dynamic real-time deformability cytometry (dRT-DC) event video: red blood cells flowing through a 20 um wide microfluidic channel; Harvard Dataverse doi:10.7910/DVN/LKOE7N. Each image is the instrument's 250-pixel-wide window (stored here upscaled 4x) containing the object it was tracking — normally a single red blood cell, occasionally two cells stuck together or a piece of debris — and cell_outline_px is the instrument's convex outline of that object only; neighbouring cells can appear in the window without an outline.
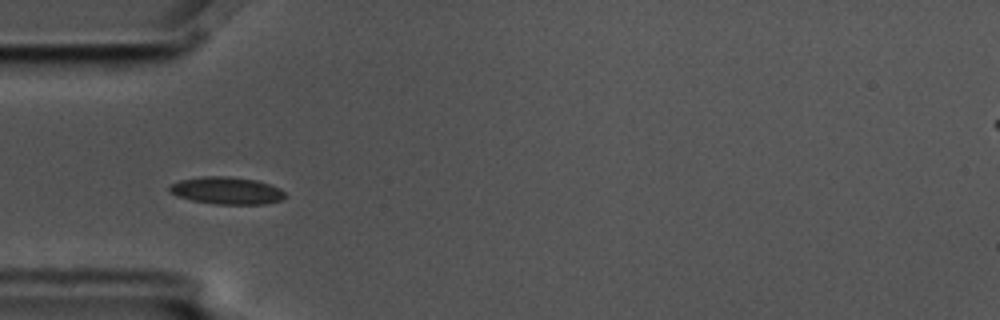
{"species": "common noctule bat (a hibernating species)", "species_latin": "Nyctalus noctula", "temperature_condition": "cold", "stored_images_in_passage": 6, "camera_frame_rate_fps": 3000, "um_per_image_px": 0.085, "animal": {"sex": "male", "body_mass_g": 17.5, "forearm_length_mm": 52.3}, "frame": {"image": 1, "passage_image": 4, "time_ms": 1.0, "image_size_px": [1000, 320], "cell_outline_px": [[288, 196], [280, 200], [264, 204], [216, 204], [192, 200], [176, 196], [168, 192], [168, 184], [180, 180], [204, 176], [228, 176], [256, 180], [280, 188]], "centroid_in_image_um": [19.23, 16.2], "position_along_channel_um": 65.8, "area_um2": 18.5}}